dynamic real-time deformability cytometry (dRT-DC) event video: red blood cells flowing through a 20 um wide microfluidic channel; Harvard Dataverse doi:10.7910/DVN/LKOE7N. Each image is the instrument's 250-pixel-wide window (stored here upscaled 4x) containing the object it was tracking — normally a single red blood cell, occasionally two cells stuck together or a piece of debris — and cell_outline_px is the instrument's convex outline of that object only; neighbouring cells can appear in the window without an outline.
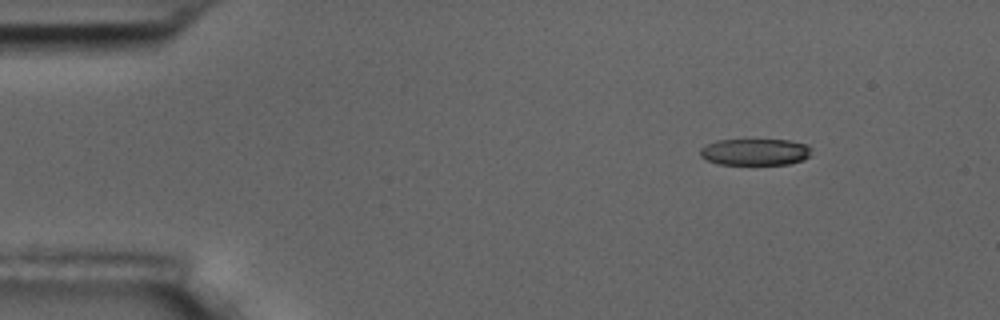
{"species": "common noctule bat (a hibernating species)", "species_latin": "Nyctalus noctula", "temperature_condition": "room temperature", "stored_images_in_passage": 5, "camera_frame_rate_fps": 3000, "um_per_image_px": 0.085, "animal": {"sex": "male", "body_mass_g": 17.5, "forearm_length_mm": 52.3}, "frame": {"image": 1, "passage_image": 1, "time_ms": 0.0, "image_size_px": [1000, 320], "cell_outline_px": [[812, 148], [808, 156], [804, 160], [788, 164], [720, 164], [708, 160], [700, 156], [700, 148], [716, 140], [788, 140], [808, 144]], "centroid_in_image_um": [64.21, 12.91], "position_along_channel_um": 20.8, "area_um2": 17.22}}
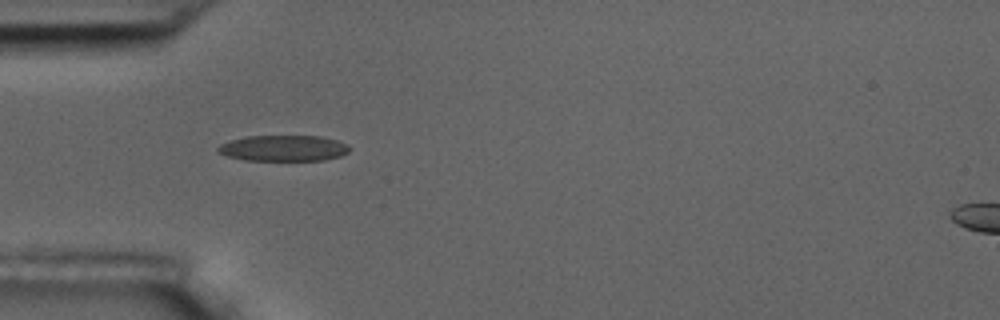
{"frame": {"image": 2, "passage_image": 4, "time_ms": 3.333, "image_size_px": [1000, 320], "cell_outline_px": [[352, 148], [348, 152], [340, 156], [324, 160], [244, 160], [224, 156], [216, 152], [216, 148], [220, 144], [232, 140], [248, 136], [320, 136], [336, 140], [348, 144]], "centroid_in_image_um": [24.08, 12.6], "position_along_channel_um": 60.9, "area_um2": 20.0}}